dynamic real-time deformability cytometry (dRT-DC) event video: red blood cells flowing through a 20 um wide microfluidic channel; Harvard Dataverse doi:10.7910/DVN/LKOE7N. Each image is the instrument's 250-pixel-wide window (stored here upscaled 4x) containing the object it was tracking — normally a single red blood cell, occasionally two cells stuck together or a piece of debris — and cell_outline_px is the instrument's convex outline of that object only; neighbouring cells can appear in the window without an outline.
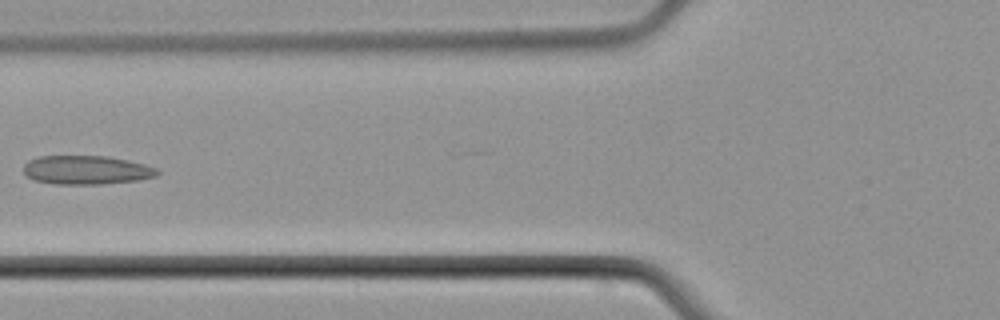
{"species": "common noctule bat (a hibernating species)", "species_latin": "Nyctalus noctula", "temperature_condition": "cold", "stored_images_in_passage": 6, "camera_frame_rate_fps": 3000, "um_per_image_px": 0.085, "animal": {"sex": "male", "body_mass_g": 21.5, "forearm_length_mm": 52.0}, "frame": {"image": 1, "passage_image": 4, "time_ms": 6.0, "image_size_px": [1000, 320], "cell_outline_px": [[160, 172], [156, 176], [136, 180], [100, 184], [56, 184], [36, 180], [28, 176], [24, 172], [24, 164], [28, 160], [40, 156], [104, 156], [128, 160], [144, 164], [156, 168]], "centroid_in_image_um": [7.34, 14.44], "position_along_channel_um": 118.5, "area_um2": 22.25}}
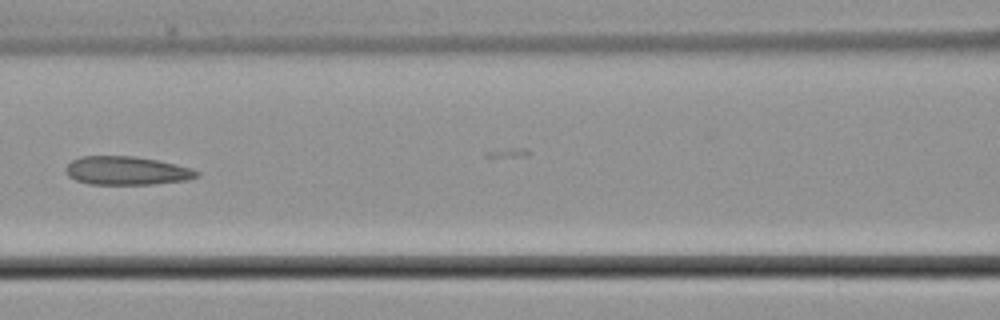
{"frame": {"image": 2, "passage_image": 5, "time_ms": 7.0, "image_size_px": [1000, 320], "cell_outline_px": [[200, 176], [188, 180], [152, 184], [88, 184], [76, 180], [68, 176], [64, 168], [72, 160], [80, 156], [132, 156], [156, 160], [176, 164], [192, 168], [200, 172]], "centroid_in_image_um": [10.77, 14.51], "position_along_channel_um": 155.8, "area_um2": 21.85}}